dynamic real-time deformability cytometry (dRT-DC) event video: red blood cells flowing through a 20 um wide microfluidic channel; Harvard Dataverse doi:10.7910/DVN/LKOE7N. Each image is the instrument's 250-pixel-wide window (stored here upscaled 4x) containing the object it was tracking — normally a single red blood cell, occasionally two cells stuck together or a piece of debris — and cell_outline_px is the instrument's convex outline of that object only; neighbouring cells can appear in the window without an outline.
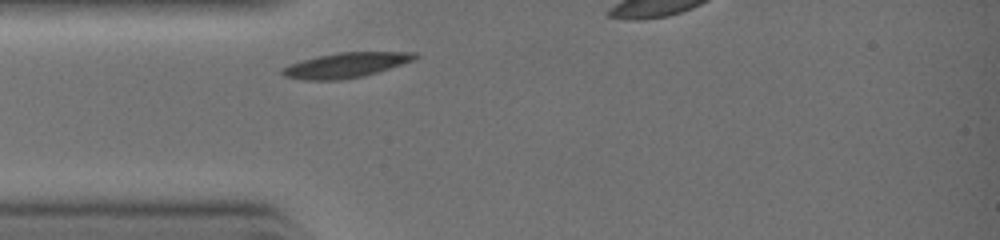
{"species": "common noctule bat (a hibernating species)", "species_latin": "Nyctalus noctula", "temperature_condition": "warm", "stored_images_in_passage": 2, "segment_of_instrument_passage": [1, 2], "camera_frame_rate_fps": 3000, "um_per_image_px": 0.085, "animal": {"sex": "female", "body_mass_g": 19.0, "forearm_length_mm": 51.5}, "frame": {"image": 1, "passage_image": 1, "time_ms": 0.0, "image_size_px": [1000, 240], "cell_outline_px": [[420, 56], [412, 60], [364, 76], [336, 80], [304, 80], [284, 76], [280, 72], [280, 68], [288, 64], [320, 56], [340, 52], [416, 52]], "centroid_in_image_um": [29.34, 5.54], "position_along_channel_um": 55.7, "area_um2": 19.02}}